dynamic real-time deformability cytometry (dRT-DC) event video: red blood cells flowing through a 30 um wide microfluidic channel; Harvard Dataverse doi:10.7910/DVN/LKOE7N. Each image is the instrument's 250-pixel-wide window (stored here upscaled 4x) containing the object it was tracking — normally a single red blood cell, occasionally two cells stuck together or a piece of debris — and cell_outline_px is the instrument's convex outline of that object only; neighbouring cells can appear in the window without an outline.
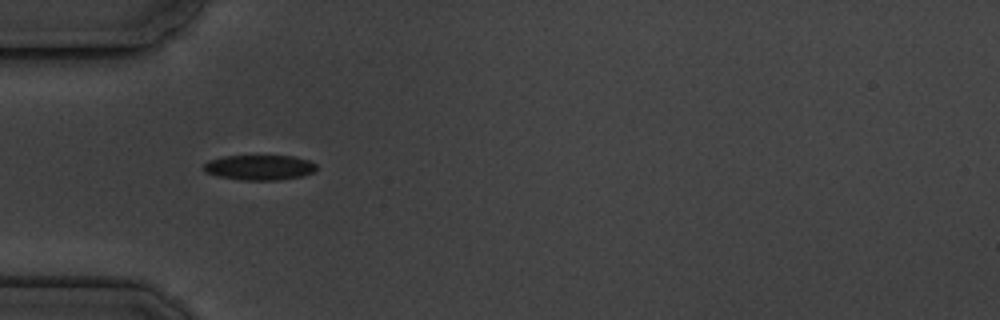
{"species": "common noctule bat (a hibernating species)", "species_latin": "Nyctalus noctula", "temperature_condition": "cold", "stored_images_in_passage": 2, "camera_frame_rate_fps": 3000, "um_per_image_px": 0.085, "animal": {"sex": "male", "body_mass_g": 19.5, "forearm_length_mm": 54.6}, "frame": {"image": 1, "passage_image": 1, "time_ms": 0.0, "image_size_px": [1000, 320], "cell_outline_px": [[316, 168], [312, 172], [304, 176], [280, 180], [240, 180], [216, 176], [204, 172], [204, 164], [208, 160], [224, 156], [292, 156], [308, 160], [316, 164]], "centroid_in_image_um": [22.03, 14.24], "position_along_channel_um": 63.0, "area_um2": 16.59}}